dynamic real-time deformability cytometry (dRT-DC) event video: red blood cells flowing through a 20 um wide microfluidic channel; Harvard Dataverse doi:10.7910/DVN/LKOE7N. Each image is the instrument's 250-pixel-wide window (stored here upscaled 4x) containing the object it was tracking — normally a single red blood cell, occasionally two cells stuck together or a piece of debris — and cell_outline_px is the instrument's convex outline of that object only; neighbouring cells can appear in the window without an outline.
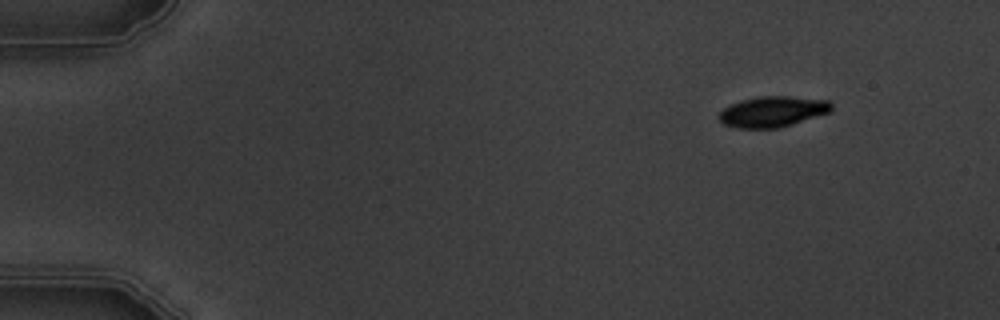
{"species": "common noctule bat (a hibernating species)", "species_latin": "Nyctalus noctula", "temperature_condition": "warm", "stored_images_in_passage": 5, "camera_frame_rate_fps": 3000, "um_per_image_px": 0.085, "animal": {"sex": "male", "body_mass_g": 19.5, "forearm_length_mm": 54.6}, "frame": {"image": 1, "passage_image": 1, "time_ms": 0.0, "image_size_px": [1000, 320], "cell_outline_px": [[832, 112], [780, 128], [740, 128], [724, 124], [720, 120], [720, 112], [724, 108], [740, 100], [760, 96], [788, 96], [828, 100], [832, 104]], "centroid_in_image_um": [65.73, 9.48], "position_along_channel_um": 19.3, "area_um2": 20.11}}
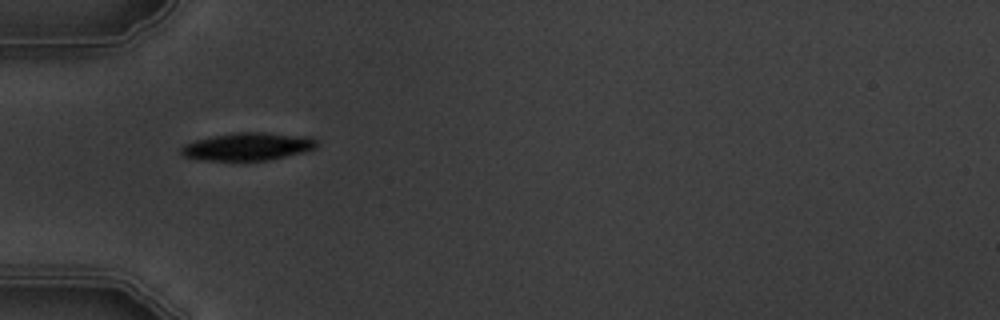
{"frame": {"image": 2, "passage_image": 4, "time_ms": 4.0, "image_size_px": [1000, 320], "cell_outline_px": [[320, 144], [316, 148], [304, 152], [268, 160], [200, 160], [184, 156], [180, 152], [180, 148], [184, 144], [196, 140], [236, 132], [264, 132], [312, 136]], "centroid_in_image_um": [21.12, 12.45], "position_along_channel_um": 63.9, "area_um2": 22.02}}
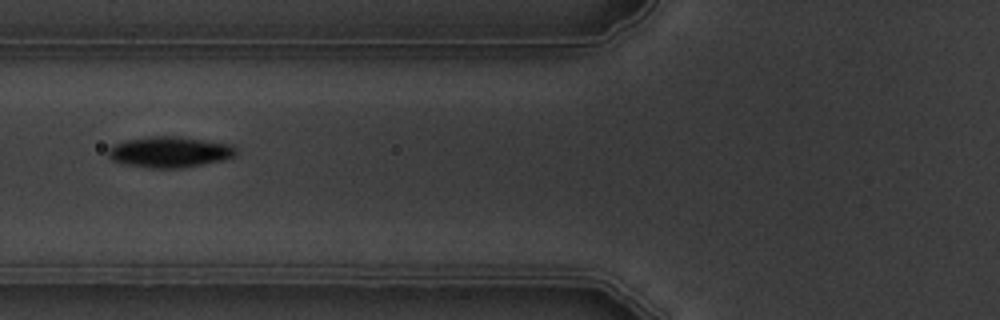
{"frame": {"image": 3, "passage_image": 5, "time_ms": 5.333, "image_size_px": [1000, 320], "cell_outline_px": [[236, 152], [232, 156], [220, 160], [180, 168], [152, 168], [124, 164], [112, 160], [108, 156], [108, 148], [124, 140], [148, 136], [180, 136], [232, 144], [236, 148]], "centroid_in_image_um": [14.38, 12.9], "position_along_channel_um": 111.4, "area_um2": 22.89}}